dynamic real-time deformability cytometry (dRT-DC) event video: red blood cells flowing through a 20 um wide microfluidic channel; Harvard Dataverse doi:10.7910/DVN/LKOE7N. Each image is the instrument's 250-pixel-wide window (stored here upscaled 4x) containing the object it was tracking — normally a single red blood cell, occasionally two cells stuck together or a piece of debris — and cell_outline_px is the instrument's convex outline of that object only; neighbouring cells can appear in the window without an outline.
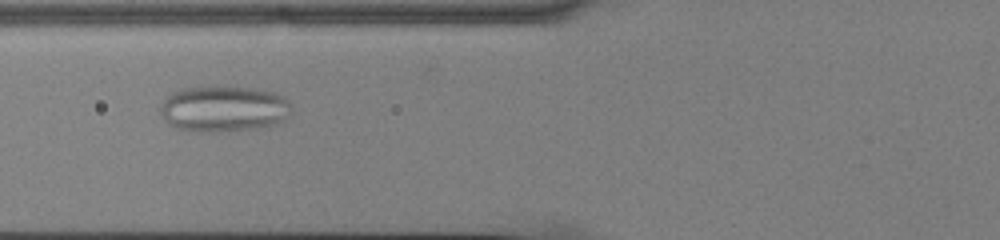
{"species": "common noctule bat (a hibernating species)", "species_latin": "Nyctalus noctula", "temperature_condition": "cold", "stored_images_in_passage": 49, "camera_frame_rate_fps": 3000, "um_per_image_px": 0.085, "animal": {"sex": "male", "body_mass_g": 13.0, "forearm_length_mm": 53.1}, "frame": {"image": 1, "passage_image": 16, "time_ms": 5.0, "image_size_px": [1000, 240], "cell_outline_px": [[292, 112], [284, 120], [272, 124], [256, 128], [220, 132], [192, 132], [176, 128], [168, 124], [160, 112], [160, 108], [164, 100], [172, 92], [184, 88], [212, 84], [252, 88], [276, 92], [288, 100], [292, 104]], "centroid_in_image_um": [19.01, 9.22], "position_along_channel_um": 106.8, "area_um2": 36.01}}
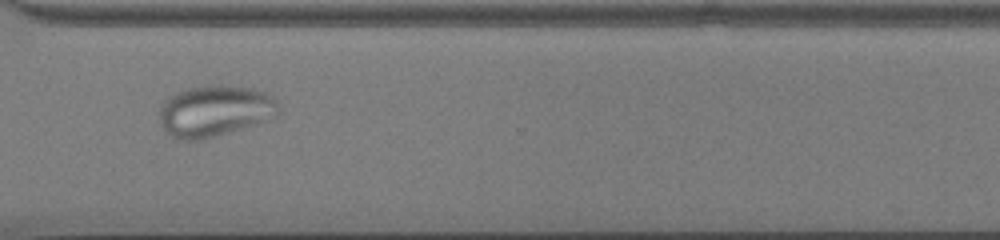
{"frame": {"image": 2, "passage_image": 36, "time_ms": 11.667, "image_size_px": [1000, 240], "cell_outline_px": [[280, 108], [276, 112], [252, 124], [204, 140], [176, 140], [168, 136], [164, 132], [160, 120], [160, 108], [164, 100], [168, 96], [176, 92], [188, 88], [208, 84], [220, 84], [252, 88], [264, 92], [272, 96], [280, 104]], "centroid_in_image_um": [18.16, 9.41], "position_along_channel_um": 352.4, "area_um2": 35.55}}
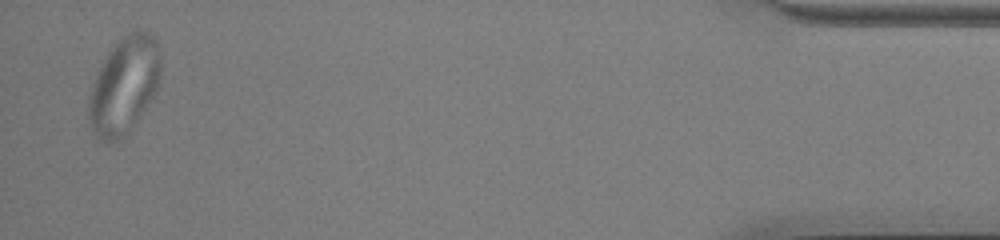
{"frame": {"image": 3, "passage_image": 48, "time_ms": 15.667, "image_size_px": [1000, 240], "cell_outline_px": [[160, 76], [156, 92], [148, 104], [132, 124], [112, 144], [108, 144], [100, 140], [92, 132], [88, 120], [88, 96], [92, 84], [108, 52], [120, 36], [136, 28], [140, 28], [148, 32], [156, 40], [160, 52]], "centroid_in_image_um": [10.53, 7.21], "position_along_channel_um": 424.7, "area_um2": 40.58}}